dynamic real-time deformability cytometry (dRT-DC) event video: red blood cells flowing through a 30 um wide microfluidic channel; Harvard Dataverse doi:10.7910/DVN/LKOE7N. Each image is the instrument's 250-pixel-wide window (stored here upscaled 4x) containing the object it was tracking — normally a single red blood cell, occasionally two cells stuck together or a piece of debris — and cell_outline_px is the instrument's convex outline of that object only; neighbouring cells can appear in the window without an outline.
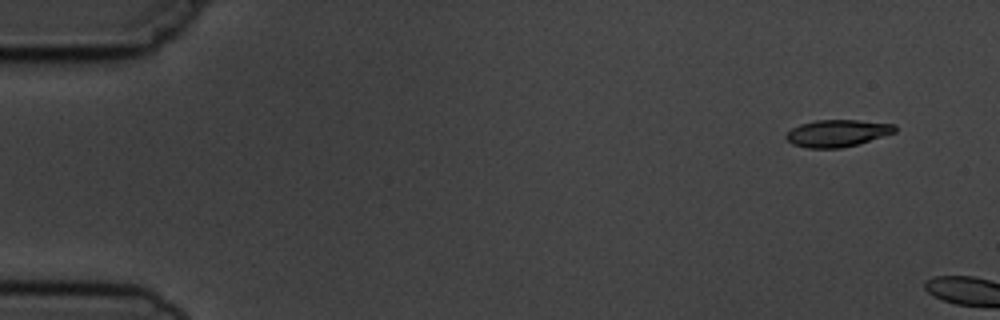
{"species": "common noctule bat (a hibernating species)", "species_latin": "Nyctalus noctula", "temperature_condition": "cold", "stored_images_in_passage": 2, "camera_frame_rate_fps": 3000, "um_per_image_px": 0.085, "animal": {"sex": "male", "body_mass_g": 19.5, "forearm_length_mm": 54.6}, "frame": {"image": 1, "passage_image": 1, "time_ms": 0.0, "image_size_px": [1000, 320], "cell_outline_px": [[896, 132], [856, 144], [840, 148], [808, 148], [792, 144], [784, 136], [792, 128], [800, 124], [816, 120], [856, 120], [896, 124]], "centroid_in_image_um": [71.16, 11.31], "position_along_channel_um": 13.8, "area_um2": 16.99}}